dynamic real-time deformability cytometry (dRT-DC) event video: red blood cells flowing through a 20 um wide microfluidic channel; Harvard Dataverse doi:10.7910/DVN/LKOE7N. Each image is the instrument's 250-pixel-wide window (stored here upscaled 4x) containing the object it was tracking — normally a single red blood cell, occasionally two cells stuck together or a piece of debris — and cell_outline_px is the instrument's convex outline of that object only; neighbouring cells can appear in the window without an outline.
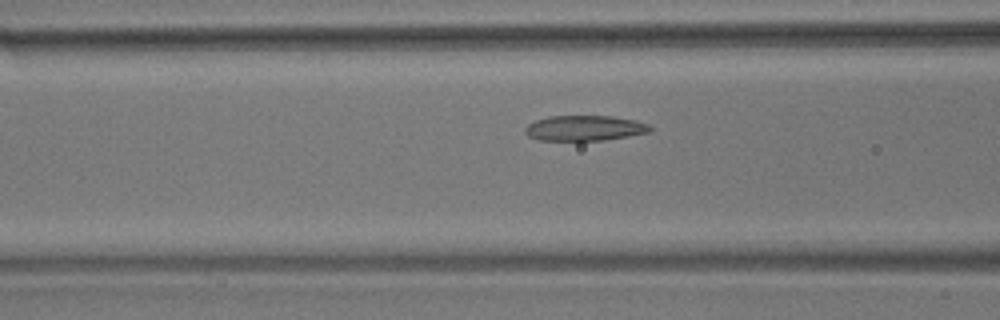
{"species": "common noctule bat (a hibernating species)", "species_latin": "Nyctalus noctula", "temperature_condition": "room temperature", "stored_images_in_passage": 23, "camera_frame_rate_fps": 3000, "um_per_image_px": 0.085, "animal": {"sex": "male", "body_mass_g": 17.9}, "frame": {"image": 1, "passage_image": 17, "time_ms": 5.333, "image_size_px": [1000, 320], "cell_outline_px": [[652, 132], [604, 140], [540, 140], [528, 136], [524, 132], [524, 128], [528, 124], [536, 120], [548, 116], [612, 116], [636, 120], [648, 124], [652, 128]], "centroid_in_image_um": [49.7, 10.88], "position_along_channel_um": 116.9, "area_um2": 18.5}}
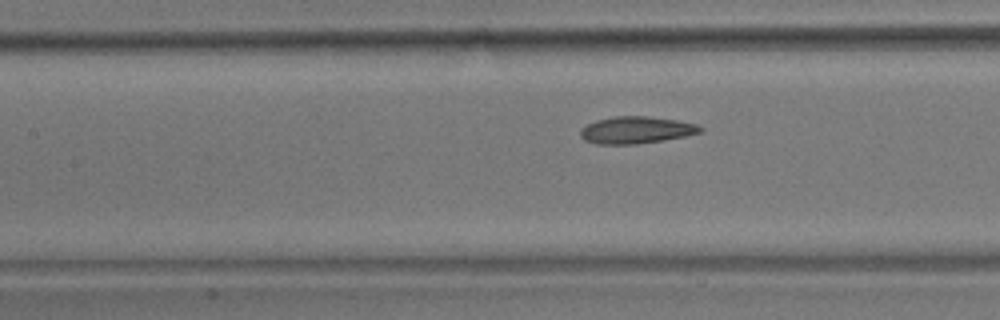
{"frame": {"image": 2, "passage_image": 20, "time_ms": 6.333, "image_size_px": [1000, 320], "cell_outline_px": [[704, 128], [700, 132], [684, 136], [664, 140], [636, 144], [596, 144], [584, 140], [580, 136], [580, 128], [596, 120], [616, 116], [648, 116], [676, 120], [696, 124]], "centroid_in_image_um": [54.04, 11.05], "position_along_channel_um": 153.4, "area_um2": 18.84}}